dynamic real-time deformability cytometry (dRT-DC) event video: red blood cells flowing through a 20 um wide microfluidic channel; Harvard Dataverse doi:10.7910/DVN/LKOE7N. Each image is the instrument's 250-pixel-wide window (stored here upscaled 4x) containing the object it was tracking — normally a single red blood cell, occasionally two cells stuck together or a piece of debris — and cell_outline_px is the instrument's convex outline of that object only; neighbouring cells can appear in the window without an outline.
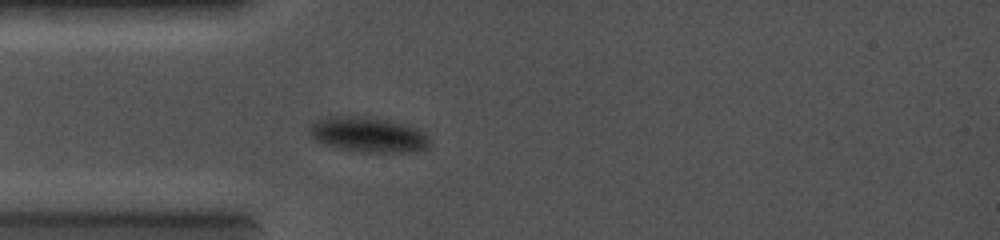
{"species": "common noctule bat (a hibernating species)", "species_latin": "Nyctalus noctula", "temperature_condition": "cold", "stored_images_in_passage": 47, "camera_frame_rate_fps": 5000, "um_per_image_px": 0.085, "animal": {"sex": "female", "body_mass_g": 19.0, "forearm_length_mm": 56.7}, "frame": {"image": 1, "passage_image": 1, "time_ms": 0.0, "image_size_px": [1000, 240], "cell_outline_px": [[428, 148], [416, 152], [360, 152], [340, 148], [324, 144], [316, 140], [308, 132], [312, 124], [324, 116], [364, 116], [404, 124], [416, 128], [424, 132], [428, 136]], "centroid_in_image_um": [31.3, 11.45], "position_along_channel_um": 53.7, "area_um2": 24.51}}
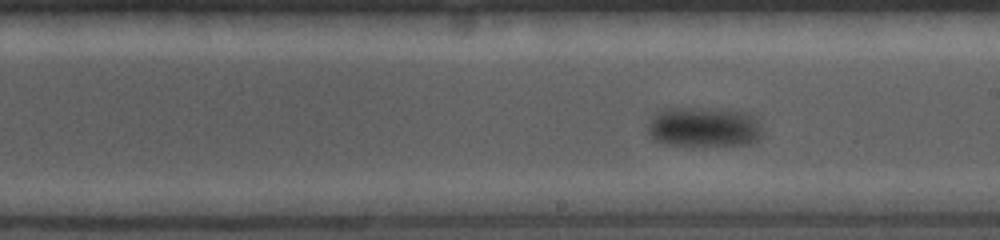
{"frame": {"image": 2, "passage_image": 24, "time_ms": 4.4, "image_size_px": [1000, 240], "cell_outline_px": [[760, 136], [756, 140], [748, 144], [664, 144], [656, 140], [648, 132], [648, 124], [652, 116], [660, 108], [732, 108], [752, 112], [760, 128]], "centroid_in_image_um": [59.83, 10.73], "position_along_channel_um": 229.2, "area_um2": 26.7}}
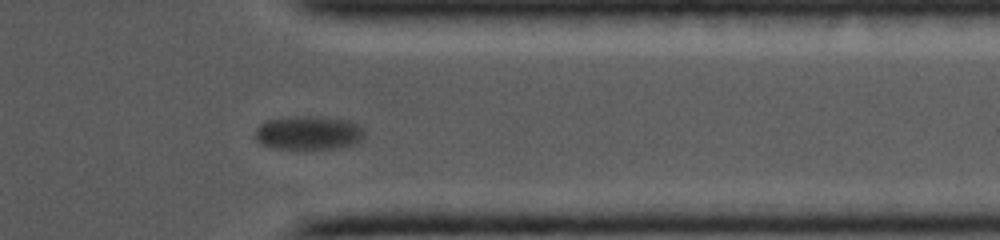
{"frame": {"image": 3, "passage_image": 41, "time_ms": 8.2, "image_size_px": [1000, 240], "cell_outline_px": [[364, 136], [356, 144], [340, 148], [276, 148], [260, 144], [256, 140], [256, 128], [260, 124], [268, 120], [296, 116], [320, 116], [348, 120], [360, 124], [364, 132]], "centroid_in_image_um": [26.26, 11.28], "position_along_channel_um": 385.1, "area_um2": 21.56}}